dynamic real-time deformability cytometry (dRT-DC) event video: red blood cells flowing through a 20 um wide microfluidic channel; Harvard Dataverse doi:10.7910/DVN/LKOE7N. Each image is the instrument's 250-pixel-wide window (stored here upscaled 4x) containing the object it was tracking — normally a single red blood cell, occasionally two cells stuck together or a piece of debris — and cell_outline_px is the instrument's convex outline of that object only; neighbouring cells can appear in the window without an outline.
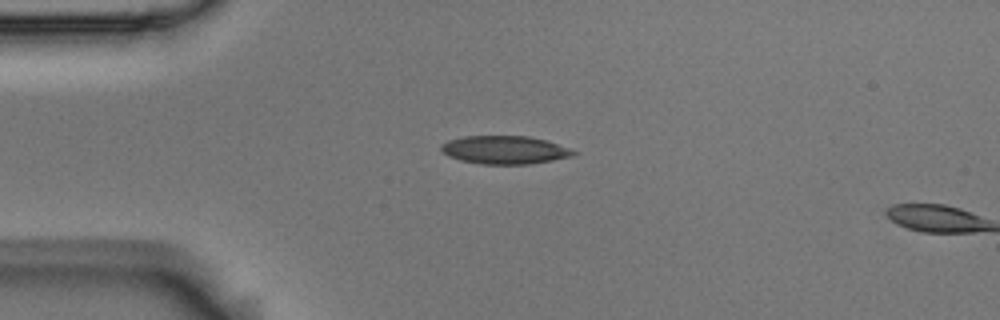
{"species": "Egyptian fruit bat (a non-hibernating species)", "species_latin": "Rousettus aegyptiacus", "temperature_condition": "room temperature", "stored_images_in_passage": 2, "camera_frame_rate_fps": 3000, "um_per_image_px": 0.085, "animal": {"sex": "male"}, "frame": {"image": 1, "passage_image": 1, "time_ms": 0.0, "image_size_px": [1000, 320], "cell_outline_px": [[576, 152], [572, 156], [552, 160], [528, 164], [480, 164], [460, 160], [448, 156], [440, 148], [440, 144], [448, 140], [464, 136], [528, 136], [544, 140], [568, 148]], "centroid_in_image_um": [42.83, 12.74], "position_along_channel_um": 42.2, "area_um2": 21.5}}